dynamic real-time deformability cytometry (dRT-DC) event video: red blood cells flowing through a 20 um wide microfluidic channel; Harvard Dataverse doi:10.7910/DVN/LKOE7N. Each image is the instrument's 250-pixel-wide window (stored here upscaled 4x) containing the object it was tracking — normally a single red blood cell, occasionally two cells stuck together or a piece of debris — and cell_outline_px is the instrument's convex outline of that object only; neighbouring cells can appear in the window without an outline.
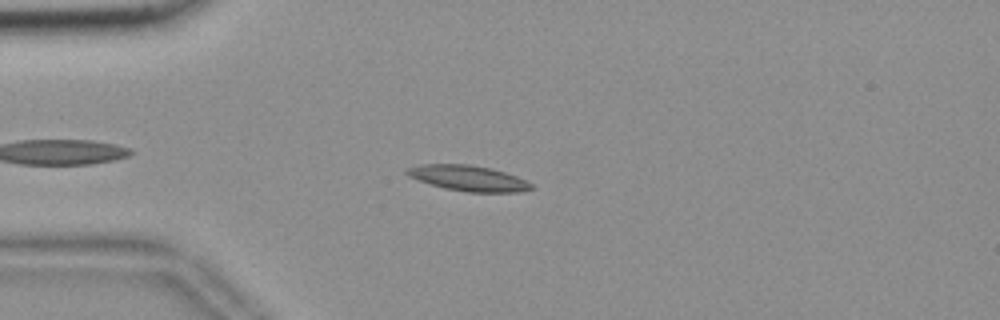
{"species": "common noctule bat (a hibernating species)", "species_latin": "Nyctalus noctula", "temperature_condition": "room temperature", "stored_images_in_passage": 48, "camera_frame_rate_fps": 3000, "um_per_image_px": 0.085, "animal": {"sex": "female", "body_mass_g": 18.4}, "frame": {"image": 1, "passage_image": 7, "time_ms": 2.0, "image_size_px": [1000, 320], "cell_outline_px": [[532, 188], [516, 192], [468, 192], [444, 188], [408, 176], [404, 172], [408, 168], [420, 164], [468, 164], [492, 168], [516, 176], [532, 184]], "centroid_in_image_um": [39.78, 15.13], "position_along_channel_um": 45.2, "area_um2": 18.26}}
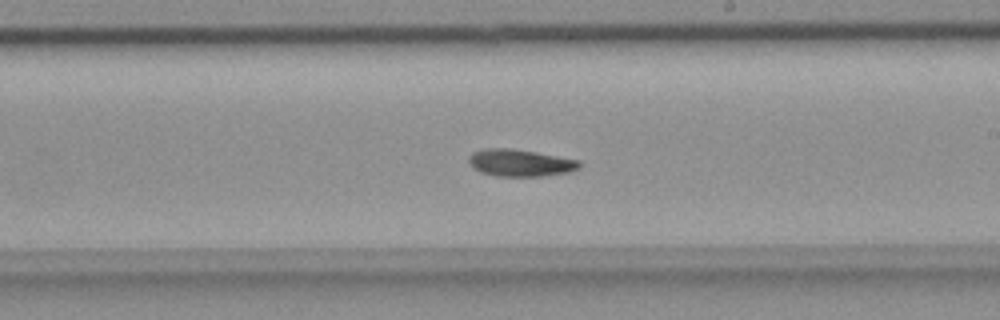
{"frame": {"image": 2, "passage_image": 25, "time_ms": 8.0, "image_size_px": [1000, 320], "cell_outline_px": [[580, 168], [568, 172], [544, 176], [496, 176], [480, 172], [472, 168], [468, 160], [468, 156], [472, 152], [484, 148], [512, 148], [536, 152], [580, 160]], "centroid_in_image_um": [44.18, 13.84], "position_along_channel_um": 244.8, "area_um2": 17.63}}
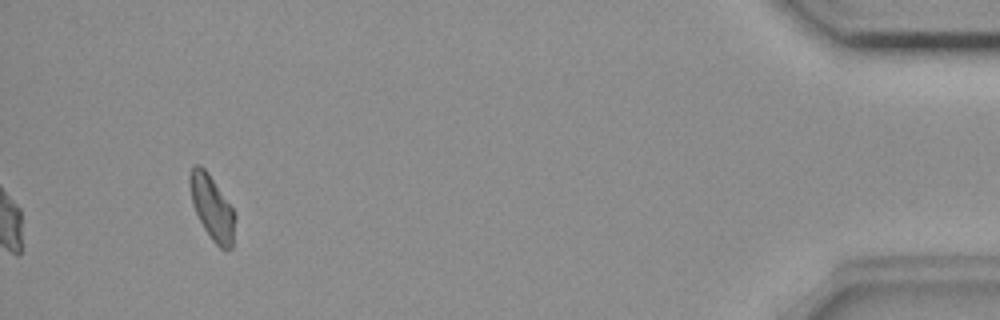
{"frame": {"image": 3, "passage_image": 45, "time_ms": 14.667, "image_size_px": [1000, 320], "cell_outline_px": [[236, 216], [232, 248], [220, 248], [212, 240], [204, 228], [192, 204], [188, 184], [188, 176], [192, 164], [200, 164], [208, 172], [232, 208]], "centroid_in_image_um": [17.99, 17.6], "position_along_channel_um": 417.2, "area_um2": 16.99}, "authors_computed_cell_mechanics": {"area_um2": 17.2533, "velocity_mm_per_s": 3.6494, "shape_relaxation_time_tau1_ms": null, "shape_relaxation_time_tau2_ms": 6.8329, "deformation_change_tau1": null, "deformation_change_tau2": 0.1169}}